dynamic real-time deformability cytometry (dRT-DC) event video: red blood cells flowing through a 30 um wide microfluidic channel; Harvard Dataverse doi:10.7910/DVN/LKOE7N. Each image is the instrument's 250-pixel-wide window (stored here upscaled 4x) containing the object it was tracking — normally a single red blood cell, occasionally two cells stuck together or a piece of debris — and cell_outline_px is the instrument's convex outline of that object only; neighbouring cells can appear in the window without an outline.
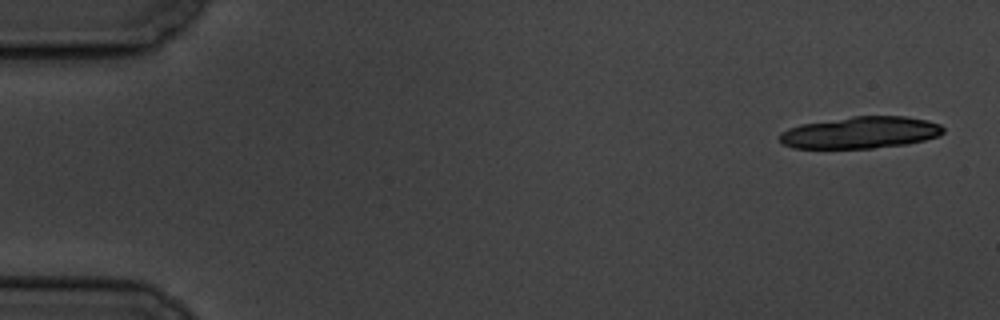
{"species": "common noctule bat (a hibernating species)", "species_latin": "Nyctalus noctula", "temperature_condition": "cold", "stored_images_in_passage": 6, "camera_frame_rate_fps": 3000, "um_per_image_px": 0.085, "animal": {"sex": "male", "body_mass_g": 19.5, "forearm_length_mm": 54.6}, "frame": {"image": 1, "passage_image": 1, "time_ms": 0.0, "image_size_px": [1000, 320], "cell_outline_px": [[944, 132], [940, 136], [908, 144], [872, 148], [792, 148], [784, 144], [780, 140], [780, 132], [788, 128], [800, 124], [852, 116], [908, 116], [928, 120], [940, 124], [944, 128]], "centroid_in_image_um": [73.17, 11.26], "position_along_channel_um": 11.8, "area_um2": 30.58}}
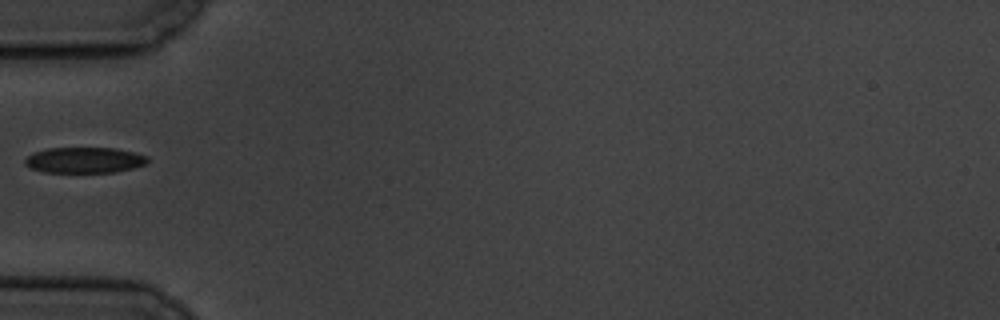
{"frame": {"image": 2, "passage_image": 6, "time_ms": 6.0, "image_size_px": [1000, 320], "cell_outline_px": [[148, 160], [144, 164], [132, 168], [116, 172], [44, 172], [32, 168], [24, 164], [24, 160], [32, 152], [48, 148], [116, 148], [148, 156]], "centroid_in_image_um": [7.15, 13.6], "position_along_channel_um": 77.8, "area_um2": 18.32}}